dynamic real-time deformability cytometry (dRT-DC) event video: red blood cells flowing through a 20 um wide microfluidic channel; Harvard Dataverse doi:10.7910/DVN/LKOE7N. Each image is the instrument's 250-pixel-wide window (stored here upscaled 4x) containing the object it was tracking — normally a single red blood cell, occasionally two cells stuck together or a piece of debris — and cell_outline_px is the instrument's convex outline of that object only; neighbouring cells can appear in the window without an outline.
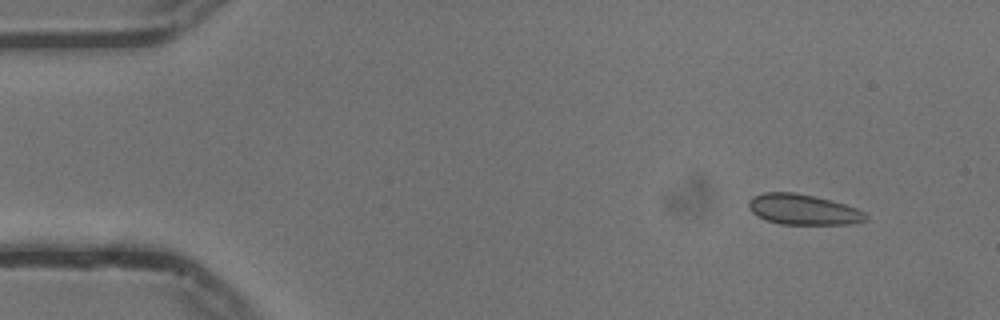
{"species": "common noctule bat (a hibernating species)", "species_latin": "Nyctalus noctula", "temperature_condition": "cold", "stored_images_in_passage": 50, "camera_frame_rate_fps": 3000, "um_per_image_px": 0.085, "animal": {"sex": "male", "body_mass_g": 13.3}, "frame": {"image": 1, "passage_image": 1, "time_ms": 0.0, "image_size_px": [1000, 320], "cell_outline_px": [[868, 220], [852, 224], [780, 224], [764, 220], [756, 216], [752, 212], [748, 204], [748, 200], [752, 196], [764, 192], [792, 192], [812, 196], [844, 204], [856, 208], [864, 212], [868, 216]], "centroid_in_image_um": [68.24, 17.82], "position_along_channel_um": 16.8, "area_um2": 20.81}}
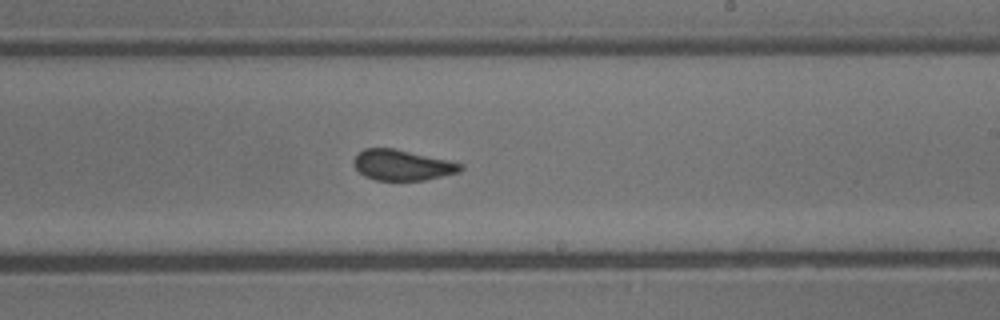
{"frame": {"image": 2, "passage_image": 28, "time_ms": 9.0, "image_size_px": [1000, 320], "cell_outline_px": [[464, 168], [460, 172], [424, 180], [376, 180], [364, 176], [352, 164], [352, 160], [364, 148], [392, 148], [448, 160], [464, 164]], "centroid_in_image_um": [34.19, 14.04], "position_along_channel_um": 254.8, "area_um2": 18.96}}
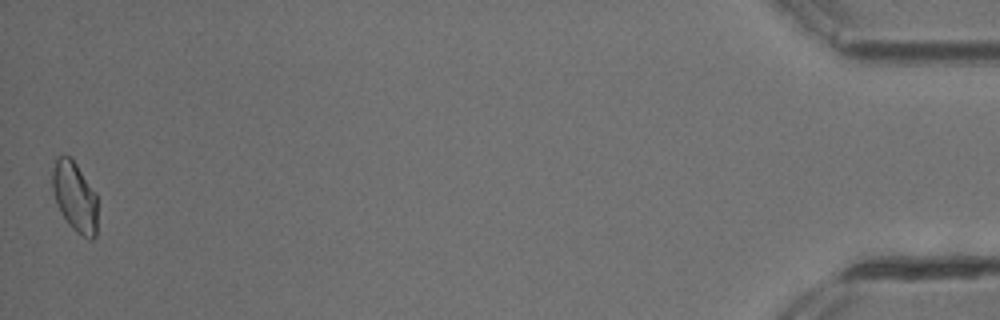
{"frame": {"image": 3, "passage_image": 50, "time_ms": 16.333, "image_size_px": [1000, 320], "cell_outline_px": [[96, 236], [92, 240], [88, 240], [76, 232], [68, 224], [56, 204], [52, 188], [52, 168], [56, 156], [72, 156], [96, 192]], "centroid_in_image_um": [6.35, 16.7], "position_along_channel_um": 428.9, "area_um2": 18.79}}